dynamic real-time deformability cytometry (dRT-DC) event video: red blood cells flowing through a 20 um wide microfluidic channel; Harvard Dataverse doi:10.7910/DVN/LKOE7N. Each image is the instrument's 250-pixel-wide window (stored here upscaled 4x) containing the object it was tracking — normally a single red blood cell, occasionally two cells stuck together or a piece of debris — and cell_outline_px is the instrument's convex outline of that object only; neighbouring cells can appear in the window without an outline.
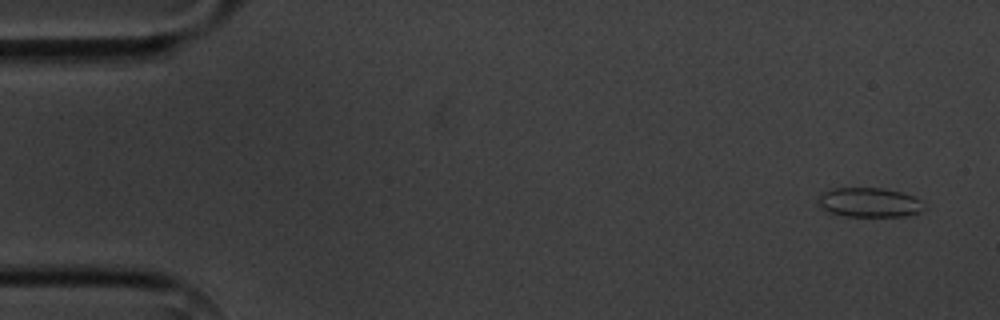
{"species": "common noctule bat (a hibernating species)", "species_latin": "Nyctalus noctula", "temperature_condition": "cold", "stored_images_in_passage": 4, "camera_frame_rate_fps": 3000, "um_per_image_px": 0.085, "animal": {"sex": "male", "body_mass_g": 20.1, "forearm_length_mm": 53.5}, "frame": {"image": 1, "passage_image": 1, "time_ms": 0.0, "image_size_px": [1000, 320], "cell_outline_px": [[924, 208], [920, 212], [904, 216], [844, 216], [828, 212], [820, 208], [816, 204], [816, 200], [824, 192], [832, 188], [880, 188], [900, 192], [912, 196], [920, 200]], "centroid_in_image_um": [73.82, 17.21], "position_along_channel_um": 11.2, "area_um2": 18.15}}
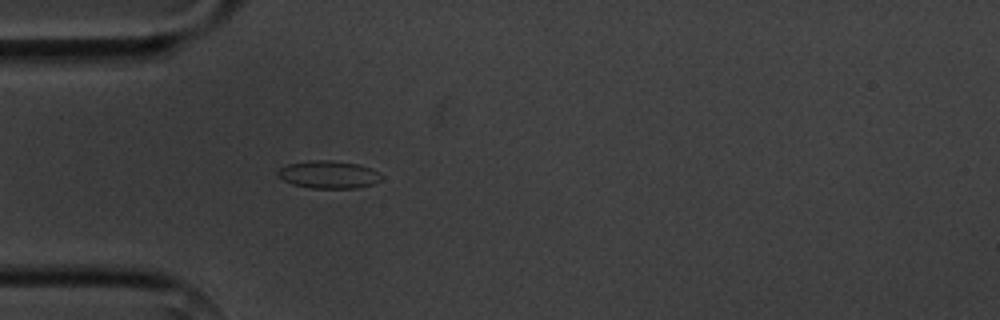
{"frame": {"image": 2, "passage_image": 4, "time_ms": 4.333, "image_size_px": [1000, 320], "cell_outline_px": [[384, 176], [380, 180], [372, 184], [356, 188], [312, 188], [292, 184], [284, 180], [276, 172], [280, 168], [288, 164], [308, 160], [332, 160], [360, 164], [372, 168]], "centroid_in_image_um": [27.96, 14.82], "position_along_channel_um": 57.0, "area_um2": 16.76}}